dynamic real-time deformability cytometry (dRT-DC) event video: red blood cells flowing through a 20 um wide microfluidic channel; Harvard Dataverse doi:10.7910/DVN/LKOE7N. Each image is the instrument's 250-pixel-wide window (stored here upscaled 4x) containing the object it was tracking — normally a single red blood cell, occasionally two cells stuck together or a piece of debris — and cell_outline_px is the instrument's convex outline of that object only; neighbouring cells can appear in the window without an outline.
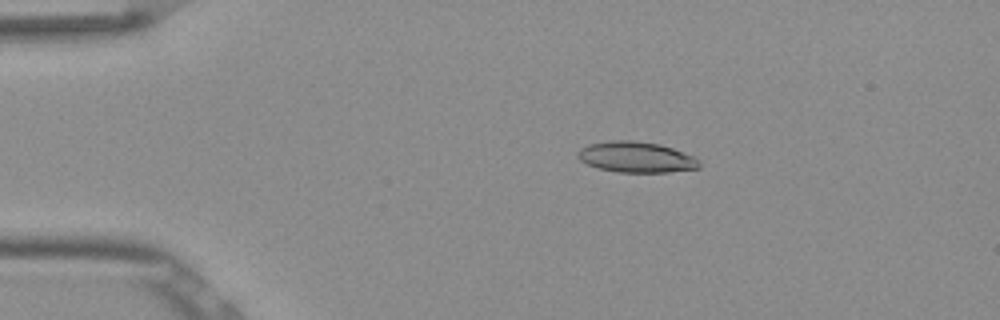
{"species": "Egyptian fruit bat (a non-hibernating species)", "species_latin": "Rousettus aegyptiacus", "temperature_condition": "room temperature", "stored_images_in_passage": 53, "camera_frame_rate_fps": 3000, "um_per_image_px": 0.085, "frame": {"image": 1, "passage_image": 11, "time_ms": 3.333, "image_size_px": [1000, 320], "cell_outline_px": [[700, 168], [668, 172], [616, 172], [596, 168], [580, 160], [576, 156], [576, 152], [580, 148], [588, 144], [612, 140], [628, 140], [660, 144], [696, 156], [700, 160]], "centroid_in_image_um": [54.07, 13.36], "position_along_channel_um": 30.9, "area_um2": 22.02}}
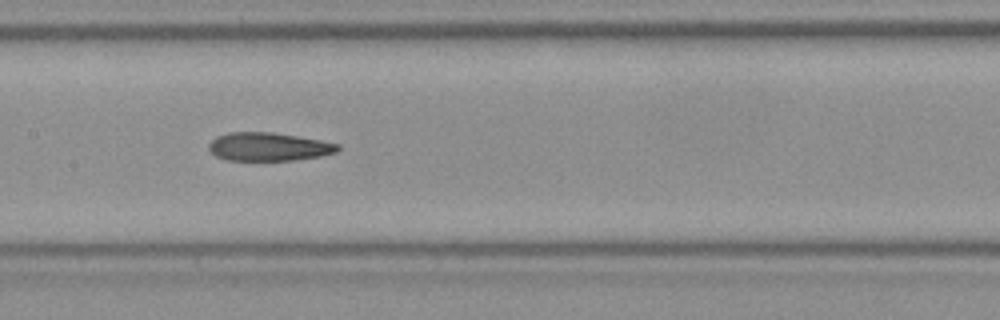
{"frame": {"image": 2, "passage_image": 27, "time_ms": 8.667, "image_size_px": [1000, 320], "cell_outline_px": [[340, 148], [336, 152], [320, 156], [296, 160], [228, 160], [216, 156], [208, 148], [208, 144], [216, 136], [228, 132], [272, 132], [320, 140], [340, 144]], "centroid_in_image_um": [22.82, 12.47], "position_along_channel_um": 184.6, "area_um2": 21.27}}
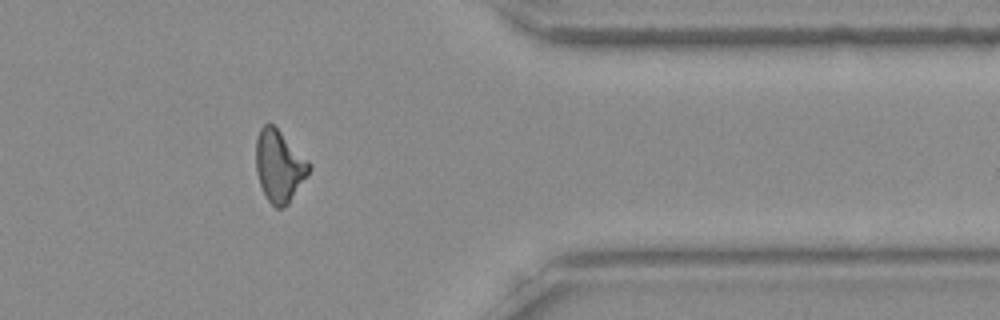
{"frame": {"image": 3, "passage_image": 44, "time_ms": 14.333, "image_size_px": [1000, 320], "cell_outline_px": [[312, 168], [308, 176], [288, 204], [284, 208], [276, 208], [268, 200], [260, 184], [256, 172], [256, 140], [260, 128], [264, 124], [272, 124], [312, 164]], "centroid_in_image_um": [23.75, 14.14], "position_along_channel_um": 387.6, "area_um2": 22.14}, "authors_computed_cell_mechanics": {"area_um2": 22.0218, "velocity_mm_per_s": 3.8734, "shape_relaxation_time_tau1_ms": 7.3249, "shape_relaxation_time_tau2_ms": 3.8472, "deformation_change_tau1": 0.2156, "deformation_change_tau2": 0.1536}}